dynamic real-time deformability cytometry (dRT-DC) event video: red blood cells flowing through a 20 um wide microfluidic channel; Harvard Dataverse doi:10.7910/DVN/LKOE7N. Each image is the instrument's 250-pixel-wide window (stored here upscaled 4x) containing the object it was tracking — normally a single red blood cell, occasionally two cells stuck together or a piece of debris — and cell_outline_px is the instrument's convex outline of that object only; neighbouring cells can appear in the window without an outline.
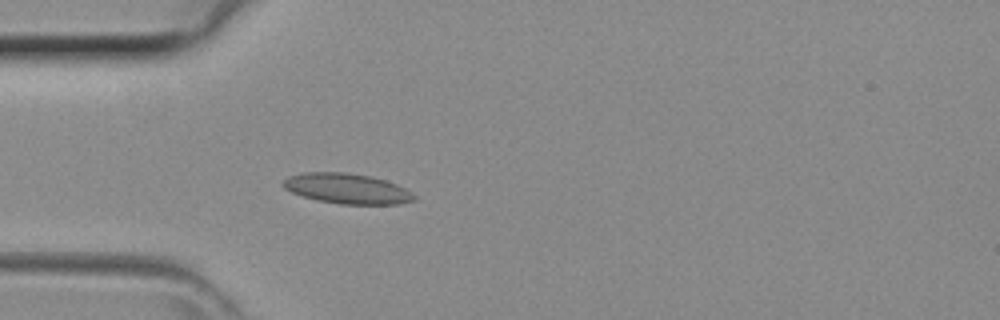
{"species": "common noctule bat (a hibernating species)", "species_latin": "Nyctalus noctula", "temperature_condition": "room temperature", "stored_images_in_passage": 42, "camera_frame_rate_fps": 3000, "um_per_image_px": 0.085, "animal": {"sex": "female", "body_mass_g": 29.2, "forearm_length_mm": 56.3}, "frame": {"image": 1, "passage_image": 12, "time_ms": 3.667, "image_size_px": [1000, 320], "cell_outline_px": [[416, 200], [400, 204], [340, 204], [316, 200], [292, 192], [284, 188], [280, 184], [288, 176], [304, 172], [344, 172], [372, 176], [396, 184], [412, 192], [416, 196]], "centroid_in_image_um": [29.5, 16.03], "position_along_channel_um": 55.5, "area_um2": 23.18}}
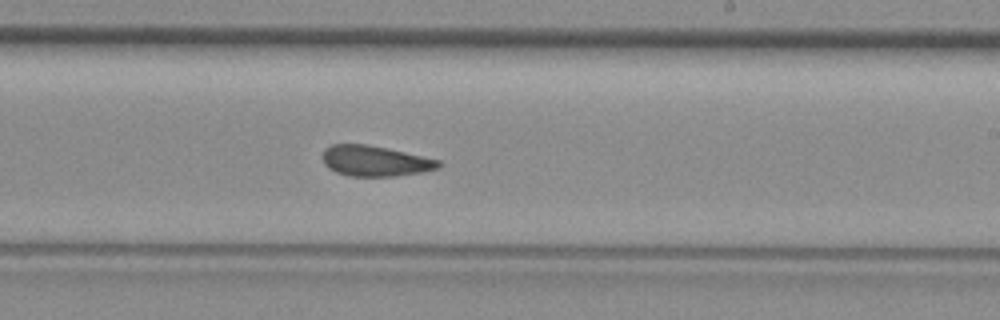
{"frame": {"image": 2, "passage_image": 25, "time_ms": 8.0, "image_size_px": [1000, 320], "cell_outline_px": [[440, 168], [420, 172], [396, 176], [348, 176], [336, 172], [328, 168], [324, 164], [324, 148], [332, 144], [368, 144], [440, 160]], "centroid_in_image_um": [31.86, 13.68], "position_along_channel_um": 257.1, "area_um2": 20.52}}
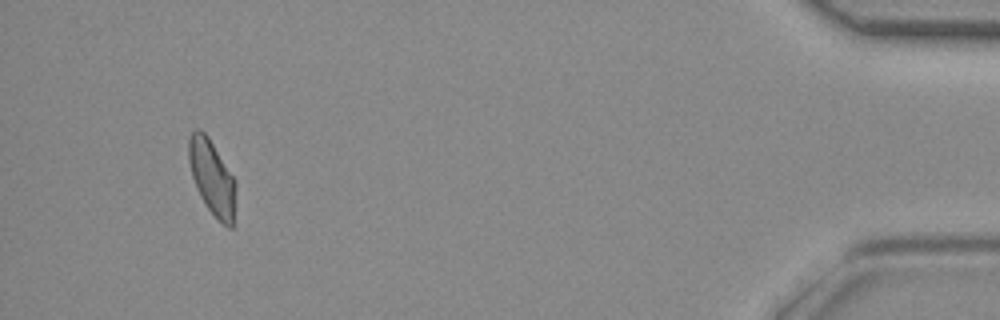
{"frame": {"image": 3, "passage_image": 40, "time_ms": 13.0, "image_size_px": [1000, 320], "cell_outline_px": [[236, 188], [232, 228], [228, 228], [208, 208], [200, 196], [196, 188], [192, 176], [188, 160], [188, 140], [192, 132], [196, 128], [200, 128], [208, 136], [236, 180]], "centroid_in_image_um": [18.02, 15.04], "position_along_channel_um": 417.2, "area_um2": 20.46}}